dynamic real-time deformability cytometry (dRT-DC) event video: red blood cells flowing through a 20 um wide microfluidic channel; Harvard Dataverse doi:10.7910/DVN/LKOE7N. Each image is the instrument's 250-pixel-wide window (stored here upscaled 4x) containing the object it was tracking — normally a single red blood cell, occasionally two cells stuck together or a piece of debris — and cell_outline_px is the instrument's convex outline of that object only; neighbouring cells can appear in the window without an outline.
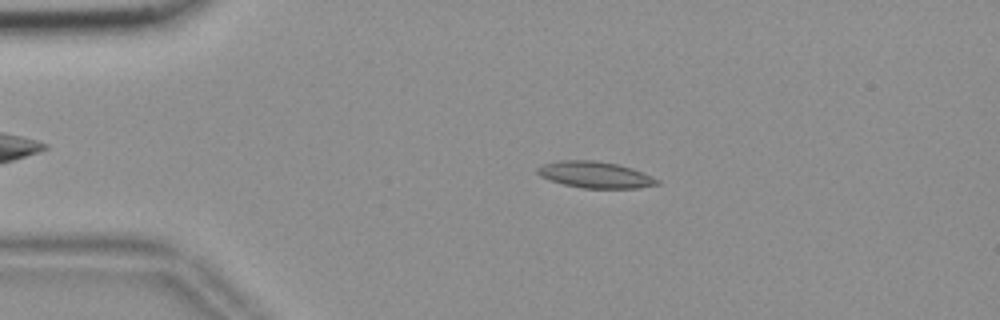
{"species": "common noctule bat (a hibernating species)", "species_latin": "Nyctalus noctula", "temperature_condition": "room temperature", "stored_images_in_passage": 45, "camera_frame_rate_fps": 3000, "um_per_image_px": 0.085, "animal": {"sex": "female", "body_mass_g": 18.4}, "frame": {"image": 1, "passage_image": 1, "time_ms": 0.0, "image_size_px": [1000, 320], "cell_outline_px": [[660, 184], [636, 188], [584, 188], [564, 184], [540, 176], [536, 172], [536, 168], [540, 164], [560, 160], [596, 160], [616, 164], [632, 168], [652, 176], [660, 180]], "centroid_in_image_um": [50.58, 14.84], "position_along_channel_um": 34.4, "area_um2": 18.44}}
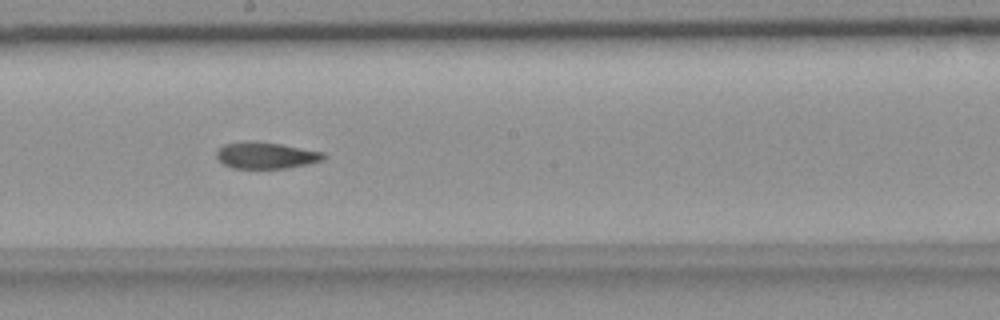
{"frame": {"image": 2, "passage_image": 20, "time_ms": 6.333, "image_size_px": [1000, 320], "cell_outline_px": [[328, 156], [324, 160], [308, 164], [284, 168], [232, 168], [224, 164], [216, 156], [216, 152], [224, 144], [280, 144], [324, 152]], "centroid_in_image_um": [22.7, 13.26], "position_along_channel_um": 225.5, "area_um2": 15.72}}
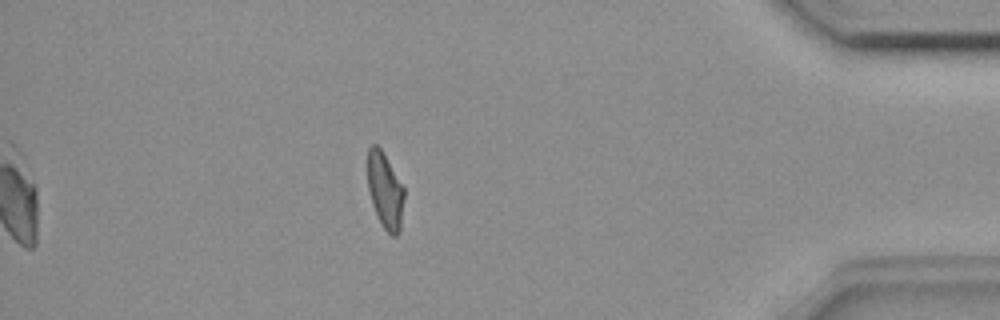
{"frame": {"image": 3, "passage_image": 38, "time_ms": 12.333, "image_size_px": [1000, 320], "cell_outline_px": [[404, 196], [400, 232], [396, 236], [392, 236], [384, 228], [372, 204], [368, 188], [368, 148], [372, 144], [376, 144], [380, 148], [404, 188]], "centroid_in_image_um": [32.73, 16.21], "position_along_channel_um": 402.5, "area_um2": 15.84}, "authors_computed_cell_mechanics": {"area_um2": 17.1666, "velocity_mm_per_s": 3.6669, "shape_relaxation_time_tau1_ms": null, "shape_relaxation_time_tau2_ms": 5.1323, "deformation_change_tau1": null, "deformation_change_tau2": 0.1223}}